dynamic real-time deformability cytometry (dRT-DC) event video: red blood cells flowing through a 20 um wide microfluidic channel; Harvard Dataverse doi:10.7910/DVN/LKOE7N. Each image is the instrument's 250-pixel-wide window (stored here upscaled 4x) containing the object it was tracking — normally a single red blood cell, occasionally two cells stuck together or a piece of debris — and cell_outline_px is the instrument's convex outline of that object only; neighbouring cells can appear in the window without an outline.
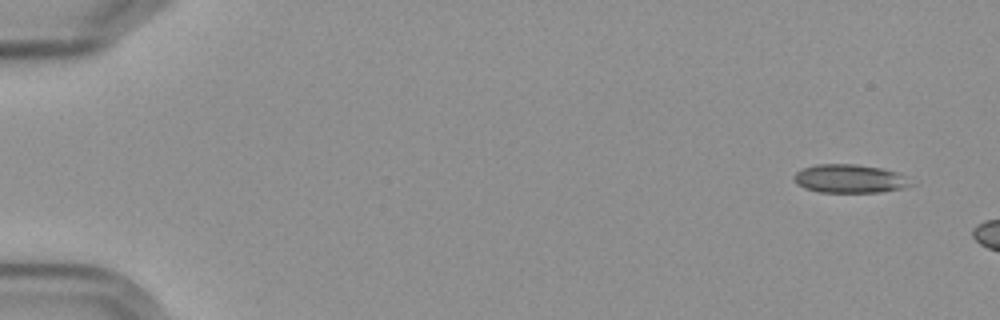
{"species": "Egyptian fruit bat (a non-hibernating species)", "species_latin": "Rousettus aegyptiacus", "temperature_condition": "cold", "stored_images_in_passage": 3, "camera_frame_rate_fps": 3000, "um_per_image_px": 0.085, "frame": {"image": 1, "passage_image": 1, "time_ms": 0.0, "image_size_px": [1000, 320], "cell_outline_px": [[916, 184], [904, 188], [880, 192], [820, 192], [804, 188], [796, 184], [792, 176], [796, 172], [804, 168], [816, 164], [856, 164], [884, 168], [900, 172]], "centroid_in_image_um": [72.27, 15.18], "position_along_channel_um": 12.7, "area_um2": 19.77}}